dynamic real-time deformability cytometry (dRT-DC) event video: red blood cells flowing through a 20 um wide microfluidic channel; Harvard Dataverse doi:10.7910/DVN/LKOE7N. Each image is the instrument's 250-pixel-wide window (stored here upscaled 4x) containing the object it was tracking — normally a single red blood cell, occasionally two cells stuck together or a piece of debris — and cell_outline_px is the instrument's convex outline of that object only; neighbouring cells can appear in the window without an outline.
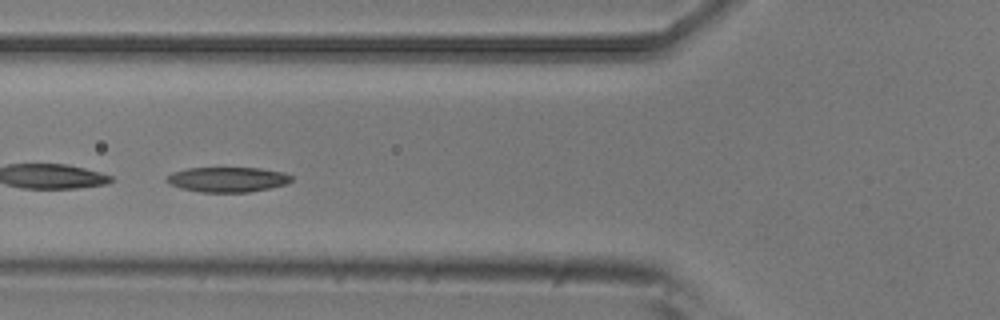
{"species": "common noctule bat (a hibernating species)", "species_latin": "Nyctalus noctula", "temperature_condition": "room temperature", "stored_images_in_passage": 7, "camera_frame_rate_fps": 3000, "um_per_image_px": 0.085, "animal": {"sex": "male", "body_mass_g": 20.5, "forearm_length_mm": 52.5}, "frame": {"image": 1, "passage_image": 5, "time_ms": 1.333, "image_size_px": [1000, 320], "cell_outline_px": [[292, 180], [288, 184], [248, 192], [200, 192], [180, 188], [168, 184], [164, 180], [172, 172], [188, 168], [260, 168], [284, 172], [292, 176]], "centroid_in_image_um": [19.33, 15.25], "position_along_channel_um": 106.5, "area_um2": 18.26}}